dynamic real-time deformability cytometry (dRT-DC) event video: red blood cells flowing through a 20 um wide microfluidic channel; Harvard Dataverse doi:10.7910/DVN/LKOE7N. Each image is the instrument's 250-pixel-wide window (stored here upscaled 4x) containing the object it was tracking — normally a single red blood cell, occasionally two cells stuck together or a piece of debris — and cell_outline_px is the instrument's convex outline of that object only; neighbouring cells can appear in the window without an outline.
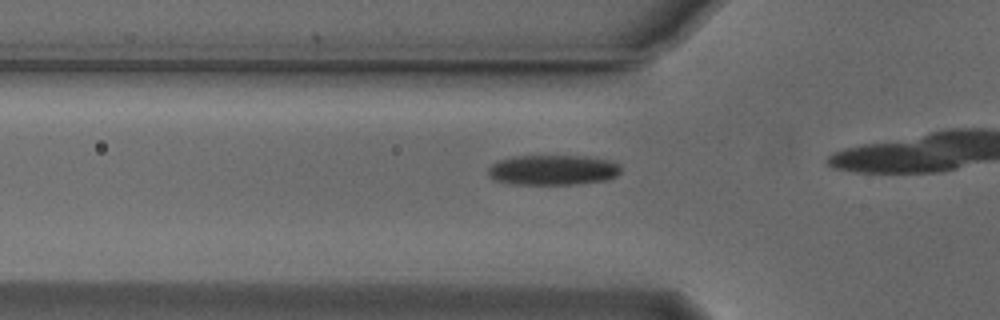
{"species": "Egyptian fruit bat (a non-hibernating species)", "species_latin": "Rousettus aegyptiacus", "temperature_condition": "cold", "stored_images_in_passage": 18, "camera_frame_rate_fps": 3000, "um_per_image_px": 0.085, "animal": {"sex": "male"}, "frame": {"image": 1, "passage_image": 13, "time_ms": 4.0, "image_size_px": [1000, 320], "cell_outline_px": [[620, 172], [616, 176], [604, 180], [576, 184], [512, 184], [496, 180], [488, 176], [488, 168], [492, 164], [500, 160], [512, 156], [588, 156], [612, 160], [620, 164]], "centroid_in_image_um": [47.01, 14.44], "position_along_channel_um": 78.8, "area_um2": 23.41}}
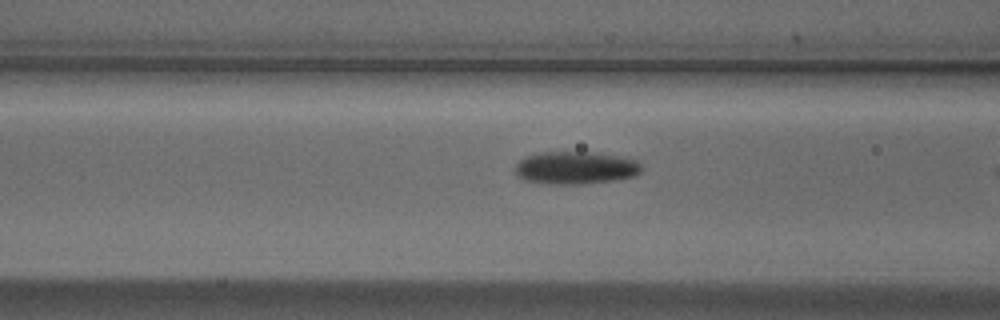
{"frame": {"image": 2, "passage_image": 16, "time_ms": 5.0, "image_size_px": [1000, 320], "cell_outline_px": [[644, 168], [636, 176], [616, 180], [580, 184], [556, 184], [524, 180], [516, 172], [516, 164], [524, 156], [540, 152], [588, 152], [616, 156], [636, 160]], "centroid_in_image_um": [48.94, 14.26], "position_along_channel_um": 117.7, "area_um2": 23.93}}